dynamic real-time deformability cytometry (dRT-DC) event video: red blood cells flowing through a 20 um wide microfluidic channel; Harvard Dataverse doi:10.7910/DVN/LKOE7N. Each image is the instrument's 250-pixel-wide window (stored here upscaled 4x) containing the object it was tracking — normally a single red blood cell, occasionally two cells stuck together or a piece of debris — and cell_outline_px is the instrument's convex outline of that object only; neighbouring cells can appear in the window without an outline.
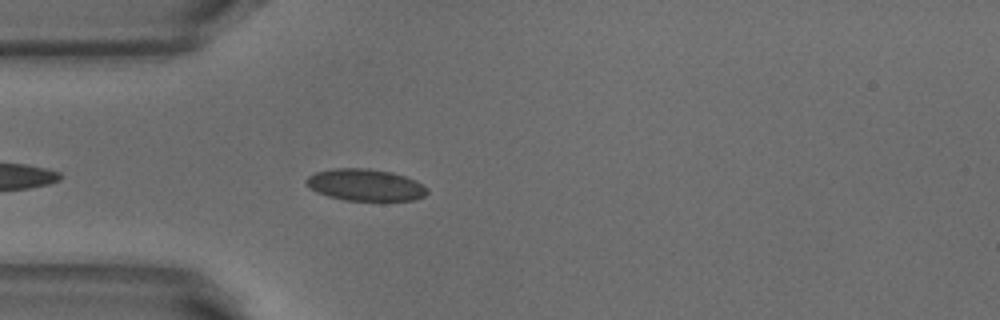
{"species": "common noctule bat (a hibernating species)", "species_latin": "Nyctalus noctula", "temperature_condition": "warm", "stored_images_in_passage": 8, "camera_frame_rate_fps": 3000, "um_per_image_px": 0.085, "animal": {"sex": "male", "body_mass_g": 18.8}, "frame": {"image": 1, "passage_image": 4, "time_ms": 1.0, "image_size_px": [1000, 320], "cell_outline_px": [[428, 192], [424, 196], [412, 200], [344, 200], [328, 196], [316, 192], [304, 180], [308, 176], [316, 172], [336, 168], [368, 168], [392, 172], [416, 180], [428, 188]], "centroid_in_image_um": [31.07, 15.71], "position_along_channel_um": 53.9, "area_um2": 22.31}}